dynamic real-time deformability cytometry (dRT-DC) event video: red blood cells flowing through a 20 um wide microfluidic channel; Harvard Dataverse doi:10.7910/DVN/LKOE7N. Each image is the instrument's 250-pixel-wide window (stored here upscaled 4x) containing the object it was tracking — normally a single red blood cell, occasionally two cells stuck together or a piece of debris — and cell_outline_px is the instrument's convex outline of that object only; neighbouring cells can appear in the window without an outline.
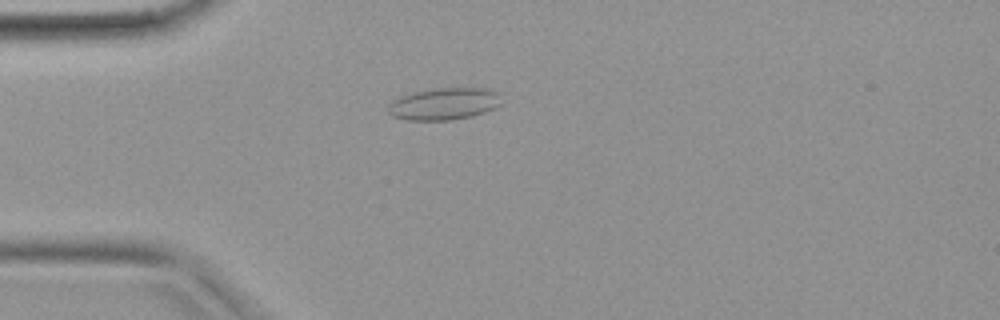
{"species": "common noctule bat (a hibernating species)", "species_latin": "Nyctalus noctula", "temperature_condition": "warm", "stored_images_in_passage": 35, "camera_frame_rate_fps": 3000, "um_per_image_px": 0.085, "animal": {"sex": "female", "body_mass_g": 19.9}, "frame": {"image": 1, "passage_image": 6, "time_ms": 1.667, "image_size_px": [1000, 320], "cell_outline_px": [[500, 104], [484, 112], [472, 116], [452, 120], [408, 120], [392, 116], [388, 112], [388, 104], [392, 100], [400, 96], [412, 92], [432, 88], [484, 88], [496, 92]], "centroid_in_image_um": [37.66, 8.83], "position_along_channel_um": 47.3, "area_um2": 21.04}}
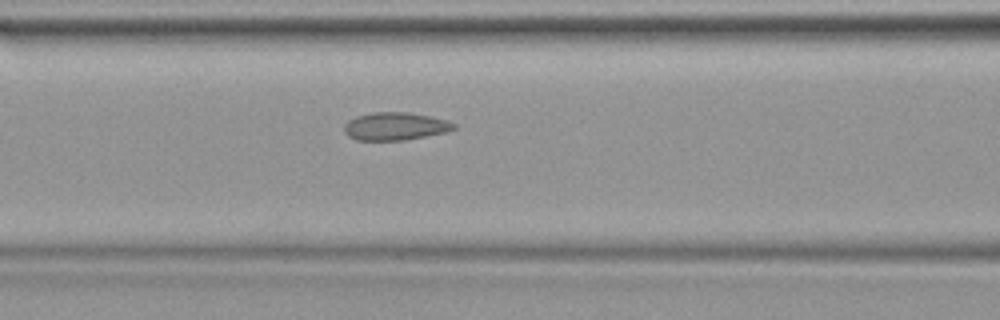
{"frame": {"image": 2, "passage_image": 12, "time_ms": 3.667, "image_size_px": [1000, 320], "cell_outline_px": [[456, 128], [448, 132], [404, 140], [356, 140], [348, 136], [344, 132], [344, 124], [348, 120], [356, 116], [376, 112], [408, 112], [428, 116], [444, 120], [456, 124]], "centroid_in_image_um": [33.57, 10.74], "position_along_channel_um": 133.0, "area_um2": 17.74}}
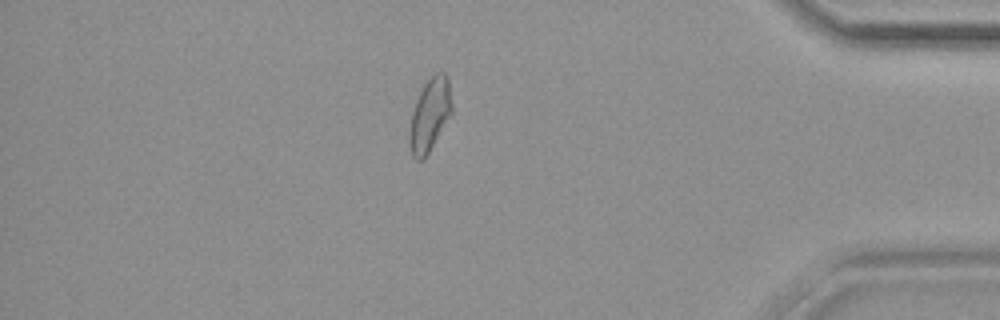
{"frame": {"image": 3, "passage_image": 30, "time_ms": 9.667, "image_size_px": [1000, 320], "cell_outline_px": [[452, 116], [424, 160], [416, 160], [412, 156], [408, 144], [408, 132], [412, 112], [416, 100], [424, 84], [436, 72], [444, 72], [448, 76], [452, 104]], "centroid_in_image_um": [36.54, 9.81], "position_along_channel_um": 398.7, "area_um2": 18.5}}